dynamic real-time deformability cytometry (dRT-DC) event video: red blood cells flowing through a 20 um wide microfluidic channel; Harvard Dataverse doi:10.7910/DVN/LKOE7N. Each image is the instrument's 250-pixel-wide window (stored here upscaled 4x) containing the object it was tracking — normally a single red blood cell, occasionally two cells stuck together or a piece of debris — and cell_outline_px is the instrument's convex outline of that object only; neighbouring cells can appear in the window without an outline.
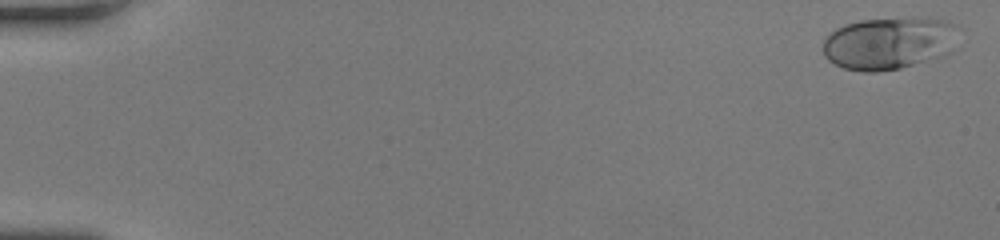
{"species": "human", "species_latin": "Homo sapiens", "temperature_condition": "room temperature", "stored_images_in_passage": 52, "camera_frame_rate_fps": 3000, "um_per_image_px": 0.085, "donor": {"sex": "female"}, "frame": {"image": 1, "passage_image": 2, "time_ms": 0.333, "image_size_px": [1000, 240], "cell_outline_px": [[964, 28], [952, 52], [940, 56], [900, 68], [876, 72], [864, 72], [844, 68], [828, 60], [824, 56], [824, 40], [836, 28], [844, 24], [860, 20], [948, 20], [960, 24]], "centroid_in_image_um": [75.65, 3.68], "position_along_channel_um": 9.4, "area_um2": 41.27}}
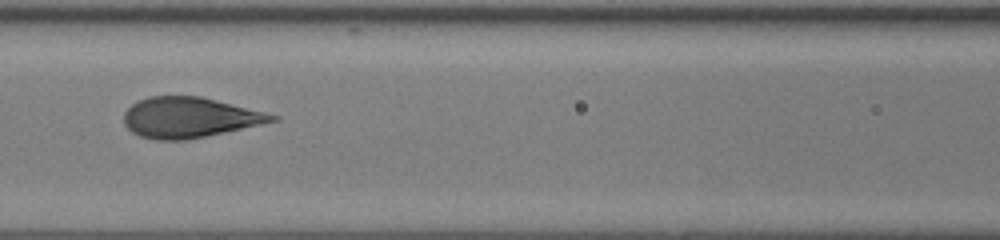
{"frame": {"image": 2, "passage_image": 25, "time_ms": 8.0, "image_size_px": [1000, 240], "cell_outline_px": [[280, 120], [188, 140], [156, 140], [140, 136], [132, 132], [124, 124], [124, 112], [132, 104], [148, 96], [200, 96], [280, 116]], "centroid_in_image_um": [16.09, 9.99], "position_along_channel_um": 150.5, "area_um2": 34.74}}
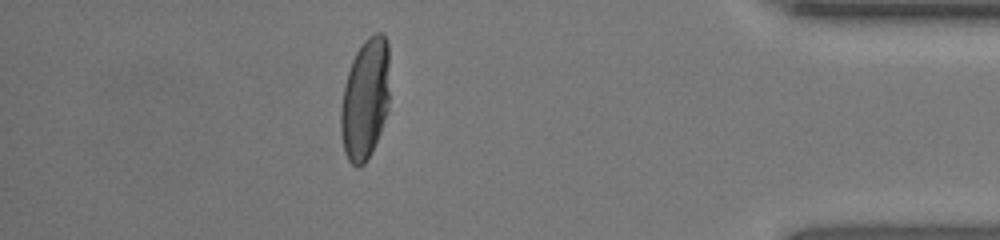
{"frame": {"image": 3, "passage_image": 46, "time_ms": 15.0, "image_size_px": [1000, 240], "cell_outline_px": [[388, 108], [380, 132], [364, 164], [360, 168], [356, 168], [348, 160], [344, 152], [340, 132], [340, 112], [344, 88], [348, 72], [352, 60], [356, 52], [364, 40], [368, 36], [376, 32], [380, 32], [384, 36], [388, 44]], "centroid_in_image_um": [31.02, 8.43], "position_along_channel_um": 404.2, "area_um2": 34.28}, "authors_computed_cell_mechanics": {"area_um2": 35.9227, "velocity_mm_per_s": 4.1461, "shape_relaxation_time_tau1_ms": 3.6534, "shape_relaxation_time_tau2_ms": null, "deformation_change_tau1": 0.1967, "deformation_change_tau2": null}}